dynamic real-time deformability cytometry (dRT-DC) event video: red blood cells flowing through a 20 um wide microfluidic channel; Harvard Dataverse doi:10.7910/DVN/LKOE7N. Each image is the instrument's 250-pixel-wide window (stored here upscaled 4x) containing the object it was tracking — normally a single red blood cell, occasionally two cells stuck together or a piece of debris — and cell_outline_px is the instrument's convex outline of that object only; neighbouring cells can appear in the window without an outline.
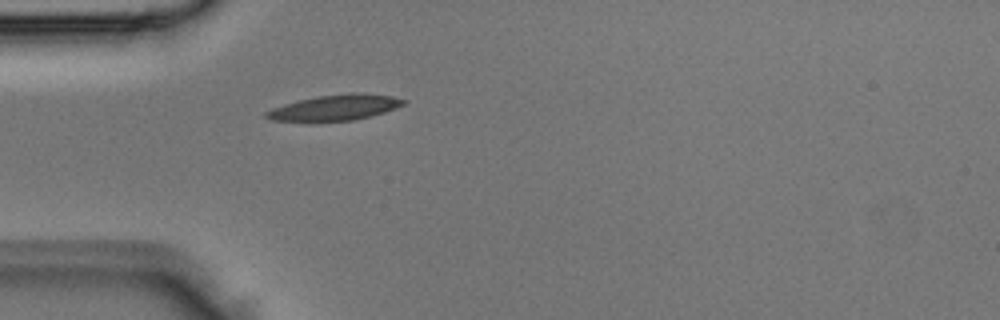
{"species": "Egyptian fruit bat (a non-hibernating species)", "species_latin": "Rousettus aegyptiacus", "temperature_condition": "room temperature", "stored_images_in_passage": 3, "camera_frame_rate_fps": 3000, "um_per_image_px": 0.085, "animal": {"sex": "male"}, "frame": {"image": 1, "passage_image": 3, "time_ms": 0.667, "image_size_px": [1000, 320], "cell_outline_px": [[408, 100], [404, 104], [396, 108], [384, 112], [352, 120], [268, 120], [264, 116], [264, 112], [272, 108], [284, 104], [316, 96], [352, 92], [392, 96]], "centroid_in_image_um": [28.48, 9.12], "position_along_channel_um": 56.5, "area_um2": 20.06}}